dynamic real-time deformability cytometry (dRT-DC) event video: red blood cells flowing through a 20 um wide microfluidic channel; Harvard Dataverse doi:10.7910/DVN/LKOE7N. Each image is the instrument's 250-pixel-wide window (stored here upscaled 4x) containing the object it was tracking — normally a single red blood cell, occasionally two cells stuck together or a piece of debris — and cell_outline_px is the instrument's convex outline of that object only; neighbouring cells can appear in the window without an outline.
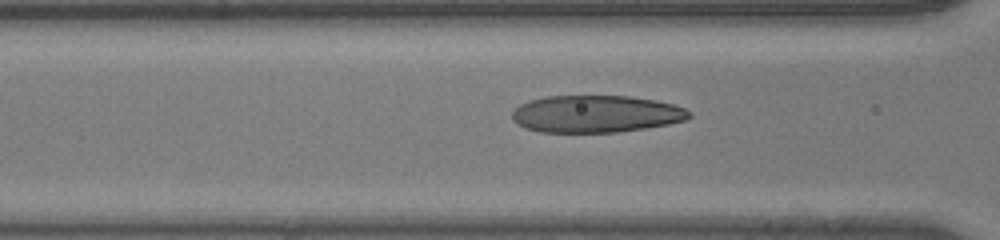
{"species": "human", "species_latin": "Homo sapiens", "temperature_condition": "room temperature", "stored_images_in_passage": 34, "camera_frame_rate_fps": 3000, "um_per_image_px": 0.085, "donor": {"sex": "male"}, "frame": {"image": 1, "passage_image": 12, "time_ms": 3.667, "image_size_px": [1000, 240], "cell_outline_px": [[692, 116], [688, 120], [668, 124], [644, 128], [616, 132], [540, 132], [524, 128], [512, 120], [512, 112], [520, 104], [528, 100], [544, 96], [628, 96], [656, 100], [672, 104], [684, 108], [692, 112]], "centroid_in_image_um": [50.65, 9.68], "position_along_channel_um": 116.0, "area_um2": 38.55}}
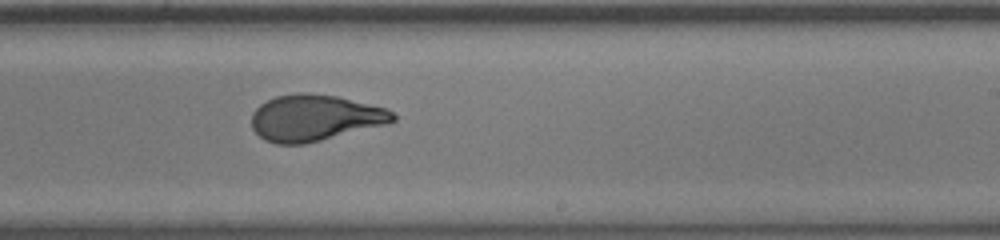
{"frame": {"image": 2, "passage_image": 22, "time_ms": 7.0, "image_size_px": [1000, 240], "cell_outline_px": [[396, 120], [388, 124], [304, 144], [276, 144], [264, 140], [252, 128], [252, 112], [260, 104], [276, 96], [300, 92], [304, 92], [336, 96], [388, 108], [396, 116]], "centroid_in_image_um": [26.76, 10.01], "position_along_channel_um": 262.2, "area_um2": 38.15}}
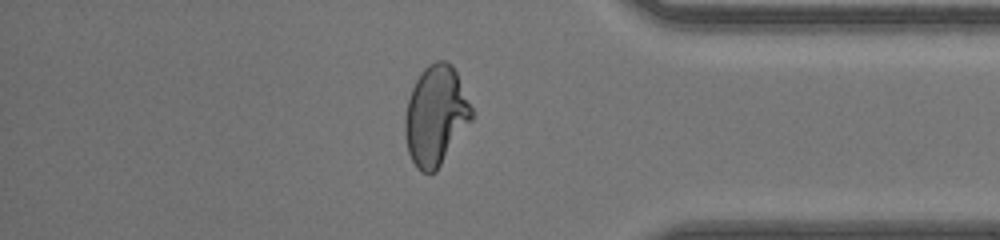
{"frame": {"image": 3, "passage_image": 32, "time_ms": 10.333, "image_size_px": [1000, 240], "cell_outline_px": [[472, 120], [436, 172], [420, 172], [416, 168], [408, 152], [404, 132], [404, 120], [408, 100], [412, 88], [420, 72], [428, 64], [436, 60], [444, 60], [452, 64], [456, 72], [472, 108]], "centroid_in_image_um": [37.02, 9.83], "position_along_channel_um": 398.2, "area_um2": 38.67}}